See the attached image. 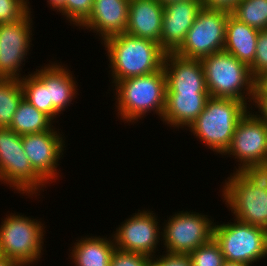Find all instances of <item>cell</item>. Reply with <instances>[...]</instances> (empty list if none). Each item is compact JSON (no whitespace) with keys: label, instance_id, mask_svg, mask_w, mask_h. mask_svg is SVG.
<instances>
[{"label":"cell","instance_id":"6da1fadb","mask_svg":"<svg viewBox=\"0 0 267 266\" xmlns=\"http://www.w3.org/2000/svg\"><path fill=\"white\" fill-rule=\"evenodd\" d=\"M108 56L112 86L130 77L143 76L163 68L165 52L159 43L123 33L101 43Z\"/></svg>","mask_w":267,"mask_h":266},{"label":"cell","instance_id":"7a4b0ae2","mask_svg":"<svg viewBox=\"0 0 267 266\" xmlns=\"http://www.w3.org/2000/svg\"><path fill=\"white\" fill-rule=\"evenodd\" d=\"M112 87L116 116L122 122L134 125L152 112L162 119L167 89L163 68L148 75L117 81Z\"/></svg>","mask_w":267,"mask_h":266},{"label":"cell","instance_id":"3957f363","mask_svg":"<svg viewBox=\"0 0 267 266\" xmlns=\"http://www.w3.org/2000/svg\"><path fill=\"white\" fill-rule=\"evenodd\" d=\"M249 109L240 100L210 96L204 110L187 131L222 157L231 144L238 121Z\"/></svg>","mask_w":267,"mask_h":266},{"label":"cell","instance_id":"277c9868","mask_svg":"<svg viewBox=\"0 0 267 266\" xmlns=\"http://www.w3.org/2000/svg\"><path fill=\"white\" fill-rule=\"evenodd\" d=\"M200 61L209 96L234 98L250 108L254 97V78L246 64L224 50Z\"/></svg>","mask_w":267,"mask_h":266},{"label":"cell","instance_id":"5b68a950","mask_svg":"<svg viewBox=\"0 0 267 266\" xmlns=\"http://www.w3.org/2000/svg\"><path fill=\"white\" fill-rule=\"evenodd\" d=\"M0 224V256L18 261L22 266H34L41 261L45 224L22 213L5 215Z\"/></svg>","mask_w":267,"mask_h":266},{"label":"cell","instance_id":"8992f818","mask_svg":"<svg viewBox=\"0 0 267 266\" xmlns=\"http://www.w3.org/2000/svg\"><path fill=\"white\" fill-rule=\"evenodd\" d=\"M21 137L9 128H0V184L37 199L48 183L32 168Z\"/></svg>","mask_w":267,"mask_h":266},{"label":"cell","instance_id":"52a82bcc","mask_svg":"<svg viewBox=\"0 0 267 266\" xmlns=\"http://www.w3.org/2000/svg\"><path fill=\"white\" fill-rule=\"evenodd\" d=\"M215 222L213 238L219 244L226 262L254 266L267 256V230L239 222ZM217 223V224H216Z\"/></svg>","mask_w":267,"mask_h":266},{"label":"cell","instance_id":"ba28073f","mask_svg":"<svg viewBox=\"0 0 267 266\" xmlns=\"http://www.w3.org/2000/svg\"><path fill=\"white\" fill-rule=\"evenodd\" d=\"M164 221L161 245L165 253L188 255L213 238L214 218L204 213L182 210Z\"/></svg>","mask_w":267,"mask_h":266},{"label":"cell","instance_id":"9c48e42d","mask_svg":"<svg viewBox=\"0 0 267 266\" xmlns=\"http://www.w3.org/2000/svg\"><path fill=\"white\" fill-rule=\"evenodd\" d=\"M229 13L222 8L203 7L175 53L185 58L201 59L222 51Z\"/></svg>","mask_w":267,"mask_h":266},{"label":"cell","instance_id":"30bf717a","mask_svg":"<svg viewBox=\"0 0 267 266\" xmlns=\"http://www.w3.org/2000/svg\"><path fill=\"white\" fill-rule=\"evenodd\" d=\"M222 182L221 197L239 222L267 230V190L253 186L239 171Z\"/></svg>","mask_w":267,"mask_h":266},{"label":"cell","instance_id":"8fae6325","mask_svg":"<svg viewBox=\"0 0 267 266\" xmlns=\"http://www.w3.org/2000/svg\"><path fill=\"white\" fill-rule=\"evenodd\" d=\"M155 214L151 209H139L122 221L112 233L116 249L156 257L160 251L157 246L162 242V226Z\"/></svg>","mask_w":267,"mask_h":266},{"label":"cell","instance_id":"7c38bea8","mask_svg":"<svg viewBox=\"0 0 267 266\" xmlns=\"http://www.w3.org/2000/svg\"><path fill=\"white\" fill-rule=\"evenodd\" d=\"M31 13L16 22L0 24V78L20 80L24 77L23 62L28 59L34 35Z\"/></svg>","mask_w":267,"mask_h":266},{"label":"cell","instance_id":"4fadbf2b","mask_svg":"<svg viewBox=\"0 0 267 266\" xmlns=\"http://www.w3.org/2000/svg\"><path fill=\"white\" fill-rule=\"evenodd\" d=\"M253 108L238 121L230 146L222 156L237 159L240 171L253 163L267 162V123L259 119Z\"/></svg>","mask_w":267,"mask_h":266},{"label":"cell","instance_id":"5bb4252c","mask_svg":"<svg viewBox=\"0 0 267 266\" xmlns=\"http://www.w3.org/2000/svg\"><path fill=\"white\" fill-rule=\"evenodd\" d=\"M59 128L52 130L22 135L24 152L32 168L49 184L62 177L58 171L59 160L63 158L66 150V137ZM65 148V149H64Z\"/></svg>","mask_w":267,"mask_h":266},{"label":"cell","instance_id":"9a60e30c","mask_svg":"<svg viewBox=\"0 0 267 266\" xmlns=\"http://www.w3.org/2000/svg\"><path fill=\"white\" fill-rule=\"evenodd\" d=\"M202 8L201 0L179 1L164 6L160 47L165 53H175L182 46Z\"/></svg>","mask_w":267,"mask_h":266},{"label":"cell","instance_id":"2e32d148","mask_svg":"<svg viewBox=\"0 0 267 266\" xmlns=\"http://www.w3.org/2000/svg\"><path fill=\"white\" fill-rule=\"evenodd\" d=\"M35 69L33 73L46 85L49 102L52 103V120L55 122L68 106L70 107L79 89L73 71L62 62H52ZM60 63V64H59ZM72 72V73H71ZM60 114V115H59Z\"/></svg>","mask_w":267,"mask_h":266},{"label":"cell","instance_id":"e0dca14e","mask_svg":"<svg viewBox=\"0 0 267 266\" xmlns=\"http://www.w3.org/2000/svg\"><path fill=\"white\" fill-rule=\"evenodd\" d=\"M163 69L166 76V93H208L200 59L166 53Z\"/></svg>","mask_w":267,"mask_h":266},{"label":"cell","instance_id":"ac0fdd59","mask_svg":"<svg viewBox=\"0 0 267 266\" xmlns=\"http://www.w3.org/2000/svg\"><path fill=\"white\" fill-rule=\"evenodd\" d=\"M130 0H94L88 19L81 29L96 33L103 43L106 39L125 33Z\"/></svg>","mask_w":267,"mask_h":266},{"label":"cell","instance_id":"d6986e66","mask_svg":"<svg viewBox=\"0 0 267 266\" xmlns=\"http://www.w3.org/2000/svg\"><path fill=\"white\" fill-rule=\"evenodd\" d=\"M163 13L157 0H130L125 32L160 44Z\"/></svg>","mask_w":267,"mask_h":266},{"label":"cell","instance_id":"ffe728a7","mask_svg":"<svg viewBox=\"0 0 267 266\" xmlns=\"http://www.w3.org/2000/svg\"><path fill=\"white\" fill-rule=\"evenodd\" d=\"M209 97V93H166L161 121L176 131L187 130L202 113Z\"/></svg>","mask_w":267,"mask_h":266},{"label":"cell","instance_id":"44dd1931","mask_svg":"<svg viewBox=\"0 0 267 266\" xmlns=\"http://www.w3.org/2000/svg\"><path fill=\"white\" fill-rule=\"evenodd\" d=\"M85 236L77 238L70 249L69 259L74 266H110L115 242L112 234L103 236Z\"/></svg>","mask_w":267,"mask_h":266},{"label":"cell","instance_id":"7402d4cb","mask_svg":"<svg viewBox=\"0 0 267 266\" xmlns=\"http://www.w3.org/2000/svg\"><path fill=\"white\" fill-rule=\"evenodd\" d=\"M258 35L259 30L238 20L229 13L223 50L250 67L256 54Z\"/></svg>","mask_w":267,"mask_h":266},{"label":"cell","instance_id":"603a6c76","mask_svg":"<svg viewBox=\"0 0 267 266\" xmlns=\"http://www.w3.org/2000/svg\"><path fill=\"white\" fill-rule=\"evenodd\" d=\"M54 123L48 115L36 109L23 97L8 128L24 135L52 130L56 127Z\"/></svg>","mask_w":267,"mask_h":266},{"label":"cell","instance_id":"cb8c5ba5","mask_svg":"<svg viewBox=\"0 0 267 266\" xmlns=\"http://www.w3.org/2000/svg\"><path fill=\"white\" fill-rule=\"evenodd\" d=\"M24 97L19 80L0 78V128H8Z\"/></svg>","mask_w":267,"mask_h":266},{"label":"cell","instance_id":"d4e9b609","mask_svg":"<svg viewBox=\"0 0 267 266\" xmlns=\"http://www.w3.org/2000/svg\"><path fill=\"white\" fill-rule=\"evenodd\" d=\"M230 13L259 31L267 29V0H240Z\"/></svg>","mask_w":267,"mask_h":266},{"label":"cell","instance_id":"484cf974","mask_svg":"<svg viewBox=\"0 0 267 266\" xmlns=\"http://www.w3.org/2000/svg\"><path fill=\"white\" fill-rule=\"evenodd\" d=\"M26 76V77H25ZM24 92V98L39 111L52 119V103L49 102L46 85L32 72L19 80Z\"/></svg>","mask_w":267,"mask_h":266},{"label":"cell","instance_id":"4316f807","mask_svg":"<svg viewBox=\"0 0 267 266\" xmlns=\"http://www.w3.org/2000/svg\"><path fill=\"white\" fill-rule=\"evenodd\" d=\"M191 266H222L225 262L219 244L212 238L188 254Z\"/></svg>","mask_w":267,"mask_h":266},{"label":"cell","instance_id":"83f0119b","mask_svg":"<svg viewBox=\"0 0 267 266\" xmlns=\"http://www.w3.org/2000/svg\"><path fill=\"white\" fill-rule=\"evenodd\" d=\"M94 0H65V19L73 27H79L88 19Z\"/></svg>","mask_w":267,"mask_h":266},{"label":"cell","instance_id":"f1b7e54d","mask_svg":"<svg viewBox=\"0 0 267 266\" xmlns=\"http://www.w3.org/2000/svg\"><path fill=\"white\" fill-rule=\"evenodd\" d=\"M30 7L29 0H0V24L20 20L32 10Z\"/></svg>","mask_w":267,"mask_h":266},{"label":"cell","instance_id":"f546056e","mask_svg":"<svg viewBox=\"0 0 267 266\" xmlns=\"http://www.w3.org/2000/svg\"><path fill=\"white\" fill-rule=\"evenodd\" d=\"M249 69L254 79L267 71V29L259 31L256 54Z\"/></svg>","mask_w":267,"mask_h":266},{"label":"cell","instance_id":"4dcf8cb0","mask_svg":"<svg viewBox=\"0 0 267 266\" xmlns=\"http://www.w3.org/2000/svg\"><path fill=\"white\" fill-rule=\"evenodd\" d=\"M239 172L256 188L267 190V162L250 164Z\"/></svg>","mask_w":267,"mask_h":266},{"label":"cell","instance_id":"1f68e13d","mask_svg":"<svg viewBox=\"0 0 267 266\" xmlns=\"http://www.w3.org/2000/svg\"><path fill=\"white\" fill-rule=\"evenodd\" d=\"M151 257L143 254L114 250L110 266H146Z\"/></svg>","mask_w":267,"mask_h":266},{"label":"cell","instance_id":"d6a6232c","mask_svg":"<svg viewBox=\"0 0 267 266\" xmlns=\"http://www.w3.org/2000/svg\"><path fill=\"white\" fill-rule=\"evenodd\" d=\"M163 266H191L188 255L163 253L157 255Z\"/></svg>","mask_w":267,"mask_h":266},{"label":"cell","instance_id":"836d02e7","mask_svg":"<svg viewBox=\"0 0 267 266\" xmlns=\"http://www.w3.org/2000/svg\"><path fill=\"white\" fill-rule=\"evenodd\" d=\"M252 107L256 108L254 110L258 109V111H254L253 113L267 123V97H253L250 109Z\"/></svg>","mask_w":267,"mask_h":266},{"label":"cell","instance_id":"e575fe53","mask_svg":"<svg viewBox=\"0 0 267 266\" xmlns=\"http://www.w3.org/2000/svg\"><path fill=\"white\" fill-rule=\"evenodd\" d=\"M254 97H267V71L254 79Z\"/></svg>","mask_w":267,"mask_h":266},{"label":"cell","instance_id":"d590c367","mask_svg":"<svg viewBox=\"0 0 267 266\" xmlns=\"http://www.w3.org/2000/svg\"><path fill=\"white\" fill-rule=\"evenodd\" d=\"M240 0H201L203 7L231 10Z\"/></svg>","mask_w":267,"mask_h":266},{"label":"cell","instance_id":"8d00e7d4","mask_svg":"<svg viewBox=\"0 0 267 266\" xmlns=\"http://www.w3.org/2000/svg\"><path fill=\"white\" fill-rule=\"evenodd\" d=\"M49 7L65 17V0H47Z\"/></svg>","mask_w":267,"mask_h":266},{"label":"cell","instance_id":"74e56055","mask_svg":"<svg viewBox=\"0 0 267 266\" xmlns=\"http://www.w3.org/2000/svg\"><path fill=\"white\" fill-rule=\"evenodd\" d=\"M0 266H22V265L16 260L6 257H0Z\"/></svg>","mask_w":267,"mask_h":266},{"label":"cell","instance_id":"f35d334b","mask_svg":"<svg viewBox=\"0 0 267 266\" xmlns=\"http://www.w3.org/2000/svg\"><path fill=\"white\" fill-rule=\"evenodd\" d=\"M146 266H163V263L157 257H151Z\"/></svg>","mask_w":267,"mask_h":266},{"label":"cell","instance_id":"ab89813d","mask_svg":"<svg viewBox=\"0 0 267 266\" xmlns=\"http://www.w3.org/2000/svg\"><path fill=\"white\" fill-rule=\"evenodd\" d=\"M162 6H166L169 3H174V2H181V1H187V0H157Z\"/></svg>","mask_w":267,"mask_h":266},{"label":"cell","instance_id":"60d3db41","mask_svg":"<svg viewBox=\"0 0 267 266\" xmlns=\"http://www.w3.org/2000/svg\"><path fill=\"white\" fill-rule=\"evenodd\" d=\"M222 266H249L243 263H235V262H224Z\"/></svg>","mask_w":267,"mask_h":266}]
</instances>
